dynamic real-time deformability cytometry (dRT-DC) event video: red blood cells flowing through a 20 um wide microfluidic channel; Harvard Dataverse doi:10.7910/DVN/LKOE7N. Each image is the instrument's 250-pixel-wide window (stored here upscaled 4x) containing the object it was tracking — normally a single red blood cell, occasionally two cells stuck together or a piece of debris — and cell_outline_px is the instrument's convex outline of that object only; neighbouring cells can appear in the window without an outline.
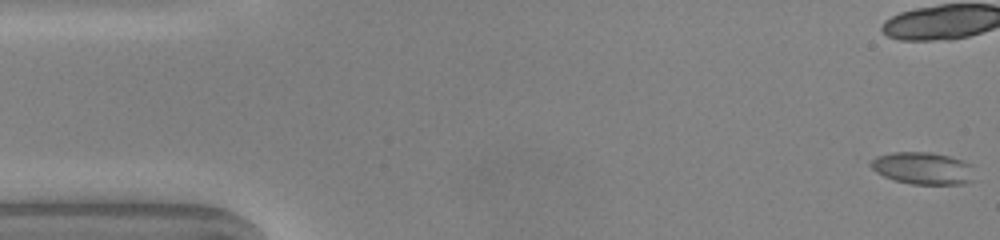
{"species": "common noctule bat (a hibernating species)", "species_latin": "Nyctalus noctula", "temperature_condition": "warm", "stored_images_in_passage": 51, "camera_frame_rate_fps": 3000, "um_per_image_px": 0.085, "animal": {"sex": "male", "body_mass_g": 20.0, "forearm_length_mm": 53.3}, "frame": {"image": 1, "passage_image": 1, "time_ms": 0.0, "image_size_px": [1000, 240], "cell_outline_px": [[972, 180], [964, 184], [912, 184], [896, 180], [884, 176], [876, 172], [868, 164], [876, 156], [892, 152], [932, 152], [964, 160], [972, 164]], "centroid_in_image_um": [78.44, 14.29], "position_along_channel_um": 6.6, "area_um2": 19.48}}
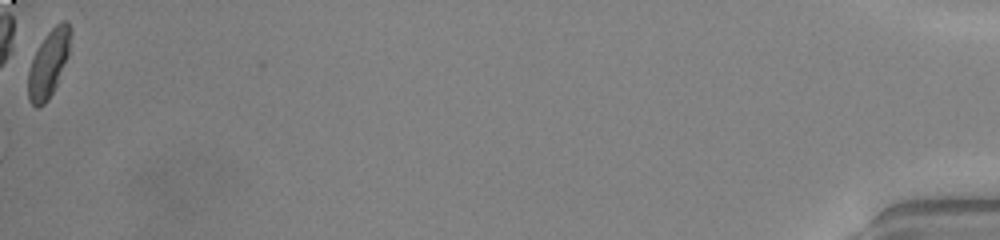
{"frame": {"image": 2, "passage_image": 51, "time_ms": 16.667, "image_size_px": [1000, 240], "cell_outline_px": [[72, 32], [68, 56], [56, 84], [48, 100], [44, 104], [36, 108], [28, 100], [28, 72], [32, 60], [44, 36], [60, 20], [68, 20], [72, 28]], "centroid_in_image_um": [4.15, 5.36], "position_along_channel_um": 431.0, "area_um2": 16.59}, "authors_computed_cell_mechanics": {"area_um2": 17.3978, "velocity_mm_per_s": 4.0872, "shape_relaxation_time_tau1_ms": 2.2868, "shape_relaxation_time_tau2_ms": 0.5803, "deformation_change_tau1": 0.1578, "deformation_change_tau2": 0.0267}}